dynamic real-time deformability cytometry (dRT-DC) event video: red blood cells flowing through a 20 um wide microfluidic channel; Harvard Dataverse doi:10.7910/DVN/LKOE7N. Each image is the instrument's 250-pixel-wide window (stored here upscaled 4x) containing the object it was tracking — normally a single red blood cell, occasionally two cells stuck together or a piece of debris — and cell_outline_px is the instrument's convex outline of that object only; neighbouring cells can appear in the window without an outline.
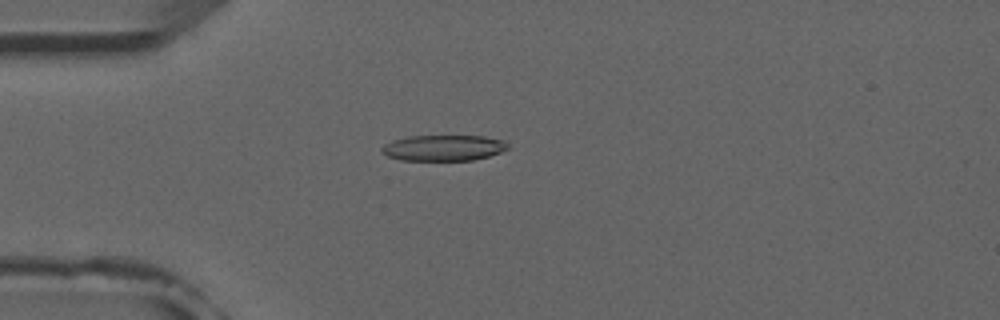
{"species": "common noctule bat (a hibernating species)", "species_latin": "Nyctalus noctula", "temperature_condition": "room temperature", "stored_images_in_passage": 5, "camera_frame_rate_fps": 3000, "um_per_image_px": 0.085, "animal": {"sex": "male", "forearm_length_mm": 52.5}, "frame": {"image": 1, "passage_image": 5, "time_ms": 4.333, "image_size_px": [1000, 320], "cell_outline_px": [[508, 148], [500, 152], [488, 156], [472, 160], [400, 160], [388, 156], [380, 152], [380, 148], [384, 144], [392, 140], [408, 136], [484, 136], [504, 140], [508, 144]], "centroid_in_image_um": [37.66, 12.56], "position_along_channel_um": 47.3, "area_um2": 19.02}}